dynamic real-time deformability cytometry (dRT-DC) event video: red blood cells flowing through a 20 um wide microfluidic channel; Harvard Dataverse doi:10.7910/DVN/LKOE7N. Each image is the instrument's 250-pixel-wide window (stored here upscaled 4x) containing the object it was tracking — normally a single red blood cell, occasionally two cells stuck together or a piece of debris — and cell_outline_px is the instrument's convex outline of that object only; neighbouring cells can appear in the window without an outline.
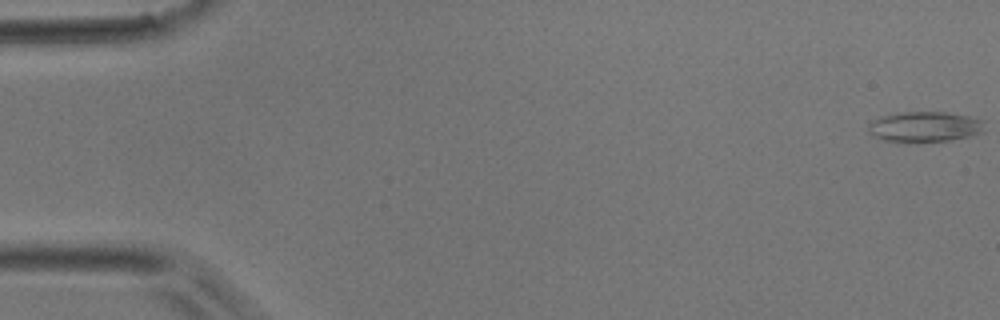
{"species": "common noctule bat (a hibernating species)", "species_latin": "Nyctalus noctula", "temperature_condition": "room temperature", "stored_images_in_passage": 46, "camera_frame_rate_fps": 3000, "um_per_image_px": 0.085, "animal": {"sex": "male", "body_mass_g": 17.9}, "frame": {"image": 1, "passage_image": 1, "time_ms": 0.0, "image_size_px": [1000, 320], "cell_outline_px": [[984, 132], [972, 136], [952, 140], [884, 140], [872, 136], [868, 132], [868, 124], [872, 120], [880, 116], [896, 112], [948, 112], [968, 116], [984, 120]], "centroid_in_image_um": [78.62, 10.74], "position_along_channel_um": 6.4, "area_um2": 20.46}}
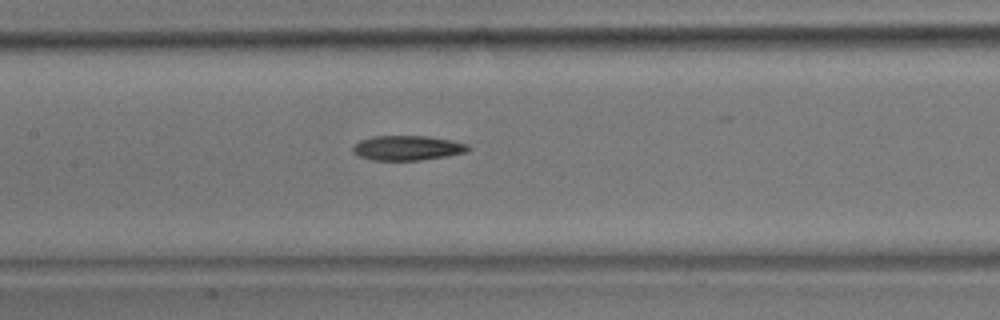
{"frame": {"image": 2, "passage_image": 22, "time_ms": 7.0, "image_size_px": [1000, 320], "cell_outline_px": [[472, 148], [464, 152], [448, 156], [420, 160], [372, 160], [356, 156], [352, 152], [352, 148], [360, 140], [372, 136], [428, 136], [452, 140], [468, 144]], "centroid_in_image_um": [34.61, 12.57], "position_along_channel_um": 172.8, "area_um2": 16.76}}
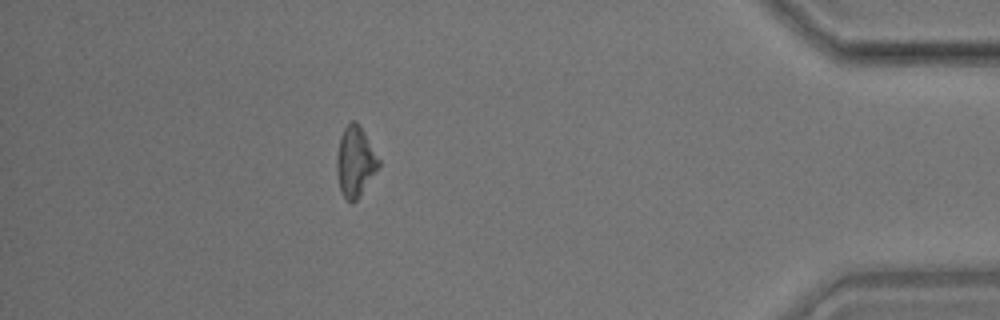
{"frame": {"image": 3, "passage_image": 41, "time_ms": 13.333, "image_size_px": [1000, 320], "cell_outline_px": [[380, 164], [356, 200], [352, 204], [340, 192], [336, 172], [336, 156], [340, 136], [344, 128], [352, 120], [356, 120], [364, 132], [380, 160]], "centroid_in_image_um": [30.16, 13.72], "position_along_channel_um": 405.0, "area_um2": 16.99}}